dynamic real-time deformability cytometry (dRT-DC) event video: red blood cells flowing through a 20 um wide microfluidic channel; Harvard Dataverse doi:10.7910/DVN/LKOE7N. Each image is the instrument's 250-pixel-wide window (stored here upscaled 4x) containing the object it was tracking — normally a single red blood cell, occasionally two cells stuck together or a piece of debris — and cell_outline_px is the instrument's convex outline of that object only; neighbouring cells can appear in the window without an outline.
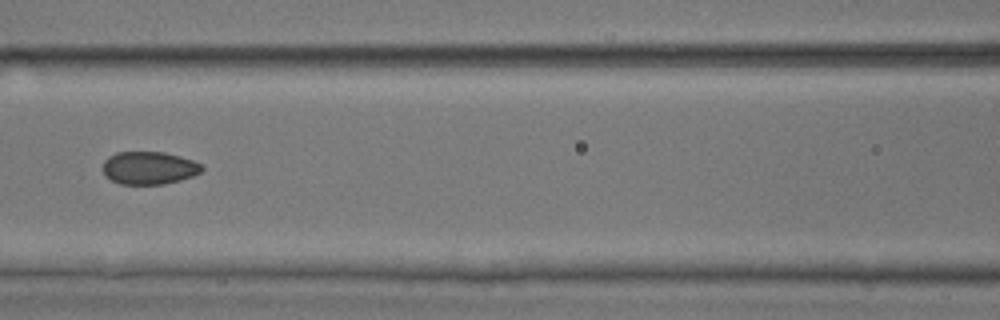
{"species": "common noctule bat (a hibernating species)", "species_latin": "Nyctalus noctula", "temperature_condition": "room temperature", "stored_images_in_passage": 18, "camera_frame_rate_fps": 3000, "um_per_image_px": 0.085, "animal": {"sex": "male", "body_mass_g": 17.9, "forearm_length_mm": 54.2}, "frame": {"image": 1, "passage_image": 11, "time_ms": 3.333, "image_size_px": [1000, 320], "cell_outline_px": [[204, 168], [200, 172], [192, 176], [180, 180], [164, 184], [120, 184], [104, 176], [104, 160], [108, 156], [116, 152], [164, 152], [180, 156], [192, 160], [200, 164]], "centroid_in_image_um": [12.65, 14.27], "position_along_channel_um": 153.9, "area_um2": 18.9}}